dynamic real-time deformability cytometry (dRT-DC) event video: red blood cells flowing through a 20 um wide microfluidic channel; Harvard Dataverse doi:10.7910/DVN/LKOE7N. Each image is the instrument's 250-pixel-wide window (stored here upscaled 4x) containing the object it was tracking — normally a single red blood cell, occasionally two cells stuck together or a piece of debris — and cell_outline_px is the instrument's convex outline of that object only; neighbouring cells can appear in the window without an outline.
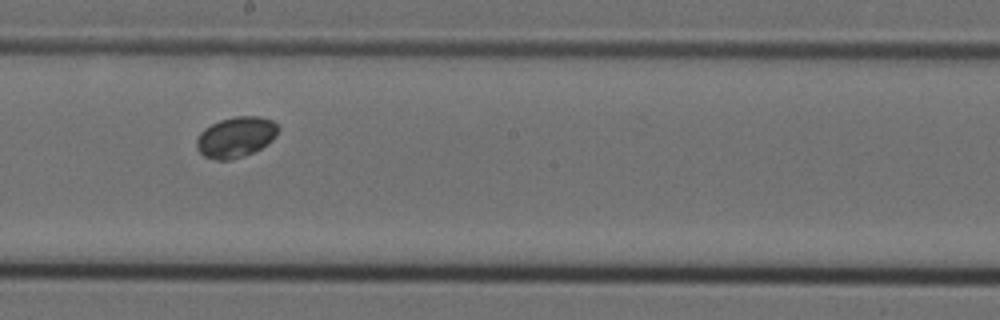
{"species": "Egyptian fruit bat (a non-hibernating species)", "species_latin": "Rousettus aegyptiacus", "temperature_condition": "cold", "stored_images_in_passage": 9, "camera_frame_rate_fps": 3000, "um_per_image_px": 0.085, "animal": {"sex": "female"}, "frame": {"image": 1, "passage_image": 9, "time_ms": 2.667, "image_size_px": [1000, 320], "cell_outline_px": [[280, 128], [276, 136], [272, 140], [260, 148], [244, 156], [232, 160], [216, 160], [204, 156], [196, 148], [196, 140], [200, 132], [204, 128], [220, 120], [236, 116], [260, 116], [272, 120]], "centroid_in_image_um": [20.04, 11.65], "position_along_channel_um": 228.2, "area_um2": 19.36}}